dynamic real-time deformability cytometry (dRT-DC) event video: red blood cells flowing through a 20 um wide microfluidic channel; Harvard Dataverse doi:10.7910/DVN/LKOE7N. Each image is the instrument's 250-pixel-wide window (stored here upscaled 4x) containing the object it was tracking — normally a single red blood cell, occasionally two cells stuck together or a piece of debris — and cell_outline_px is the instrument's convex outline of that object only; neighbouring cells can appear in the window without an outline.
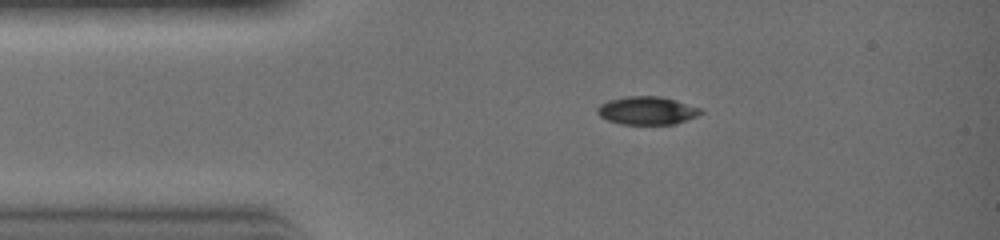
{"species": "common noctule bat (a hibernating species)", "species_latin": "Nyctalus noctula", "temperature_condition": "warm", "stored_images_in_passage": 25, "camera_frame_rate_fps": 3000, "um_per_image_px": 0.085, "animal": {"sex": "female", "body_mass_g": 19.0, "forearm_length_mm": 51.5}, "frame": {"image": 1, "passage_image": 6, "time_ms": 1.667, "image_size_px": [1000, 240], "cell_outline_px": [[704, 112], [696, 116], [676, 124], [620, 124], [608, 120], [600, 116], [596, 112], [596, 108], [600, 104], [608, 100], [628, 96], [660, 96], [700, 108]], "centroid_in_image_um": [54.96, 9.4], "position_along_channel_um": 30.0, "area_um2": 16.82}}
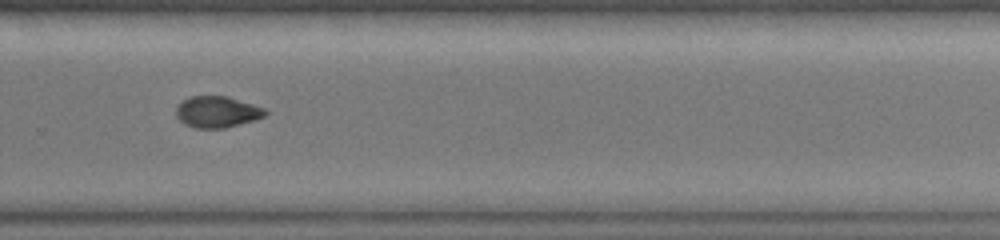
{"frame": {"image": 2, "passage_image": 21, "time_ms": 6.667, "image_size_px": [1000, 240], "cell_outline_px": [[268, 112], [264, 116], [256, 120], [224, 128], [196, 128], [184, 124], [176, 116], [176, 108], [188, 96], [228, 96], [264, 108]], "centroid_in_image_um": [18.46, 9.51], "position_along_channel_um": 311.3, "area_um2": 16.24}}
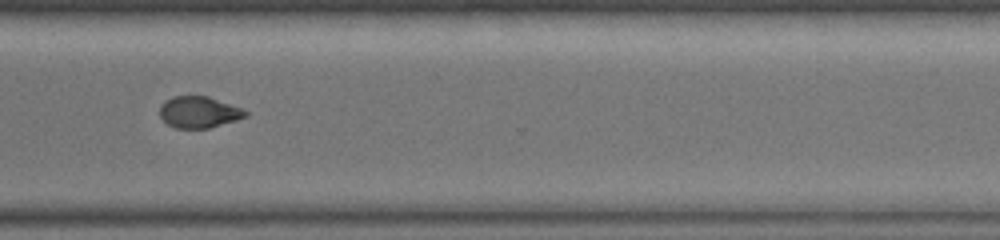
{"frame": {"image": 3, "passage_image": 23, "time_ms": 7.333, "image_size_px": [1000, 240], "cell_outline_px": [[248, 116], [236, 120], [208, 128], [176, 128], [168, 124], [160, 116], [160, 104], [164, 100], [172, 96], [208, 96], [244, 108], [248, 112]], "centroid_in_image_um": [16.92, 9.51], "position_along_channel_um": 353.7, "area_um2": 15.84}}